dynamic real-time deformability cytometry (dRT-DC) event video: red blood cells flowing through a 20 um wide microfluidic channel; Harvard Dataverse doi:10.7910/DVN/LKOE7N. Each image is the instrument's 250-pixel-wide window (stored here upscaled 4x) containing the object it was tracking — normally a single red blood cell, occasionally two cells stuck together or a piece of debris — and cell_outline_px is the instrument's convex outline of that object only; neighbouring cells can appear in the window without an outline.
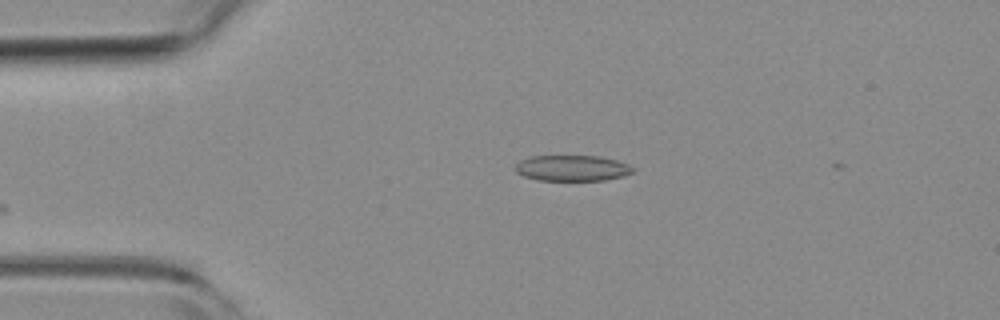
{"species": "common noctule bat (a hibernating species)", "species_latin": "Nyctalus noctula", "temperature_condition": "room temperature", "stored_images_in_passage": 2, "camera_frame_rate_fps": 3000, "um_per_image_px": 0.085, "animal": {"sex": "female", "body_mass_g": 19.3, "forearm_length_mm": 54.1}, "frame": {"image": 1, "passage_image": 1, "time_ms": 0.0, "image_size_px": [1000, 320], "cell_outline_px": [[632, 172], [624, 176], [604, 180], [536, 180], [524, 176], [516, 172], [512, 168], [520, 160], [528, 156], [600, 156], [616, 160], [628, 164], [632, 168]], "centroid_in_image_um": [48.57, 14.28], "position_along_channel_um": 36.4, "area_um2": 17.74}}